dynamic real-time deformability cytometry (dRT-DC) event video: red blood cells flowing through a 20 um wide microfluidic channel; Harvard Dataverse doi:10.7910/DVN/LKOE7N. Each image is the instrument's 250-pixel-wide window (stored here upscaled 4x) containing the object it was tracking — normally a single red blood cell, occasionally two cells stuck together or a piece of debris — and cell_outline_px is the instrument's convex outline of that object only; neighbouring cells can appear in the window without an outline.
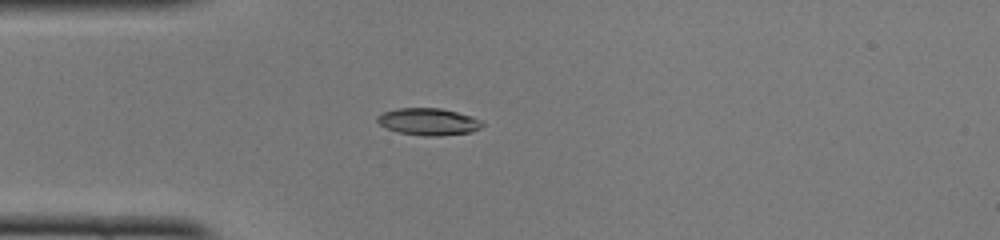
{"species": "common noctule bat (a hibernating species)", "species_latin": "Nyctalus noctula", "temperature_condition": "cold", "stored_images_in_passage": 37, "camera_frame_rate_fps": 3000, "um_per_image_px": 0.085, "animal": {"sex": "female", "body_mass_g": 22.0, "forearm_length_mm": 56.7}, "frame": {"image": 1, "passage_image": 1, "time_ms": 0.0, "image_size_px": [1000, 240], "cell_outline_px": [[484, 124], [480, 128], [472, 132], [440, 136], [424, 136], [400, 132], [388, 128], [380, 124], [376, 120], [376, 116], [384, 112], [396, 108], [440, 108], [472, 116], [480, 120]], "centroid_in_image_um": [36.43, 10.34], "position_along_channel_um": 48.6, "area_um2": 16.47}}
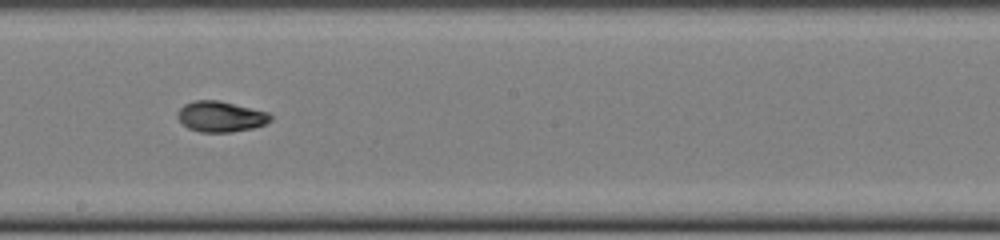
{"frame": {"image": 2, "passage_image": 15, "time_ms": 4.667, "image_size_px": [1000, 240], "cell_outline_px": [[272, 120], [264, 124], [252, 128], [232, 132], [200, 132], [188, 128], [176, 116], [176, 112], [184, 104], [196, 100], [220, 100], [268, 112], [272, 116]], "centroid_in_image_um": [18.75, 9.9], "position_along_channel_um": 229.5, "area_um2": 16.65}}
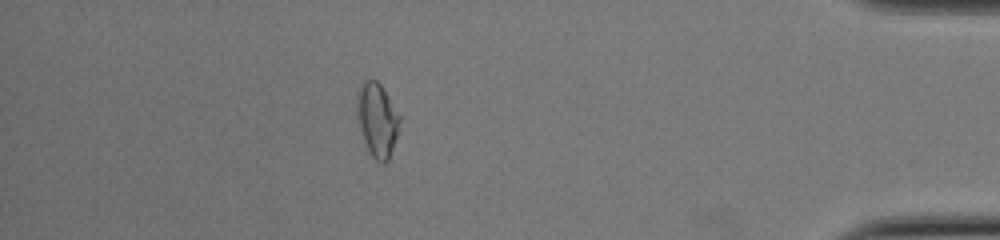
{"frame": {"image": 3, "passage_image": 31, "time_ms": 10.0, "image_size_px": [1000, 240], "cell_outline_px": [[400, 120], [396, 136], [388, 160], [384, 164], [376, 160], [372, 156], [364, 140], [356, 116], [356, 96], [364, 80], [376, 80], [380, 84], [400, 116]], "centroid_in_image_um": [32.04, 10.17], "position_along_channel_um": 403.2, "area_um2": 17.98}, "authors_computed_cell_mechanics": {"area_um2": 16.6464, "velocity_mm_per_s": 4.0922, "shape_relaxation_time_tau1_ms": 2.8397, "shape_relaxation_time_tau2_ms": 2.3458, "deformation_change_tau1": 0.1435, "deformation_change_tau2": 0.0559}}